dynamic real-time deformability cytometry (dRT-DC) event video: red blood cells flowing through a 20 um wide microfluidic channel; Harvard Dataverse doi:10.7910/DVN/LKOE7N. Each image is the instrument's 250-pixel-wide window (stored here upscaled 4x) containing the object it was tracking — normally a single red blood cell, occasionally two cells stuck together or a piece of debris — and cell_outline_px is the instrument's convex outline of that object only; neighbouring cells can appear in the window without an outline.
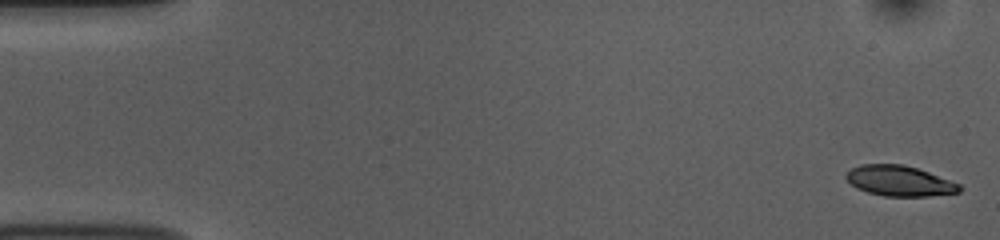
{"species": "common noctule bat (a hibernating species)", "species_latin": "Nyctalus noctula", "temperature_condition": "room temperature", "stored_images_in_passage": 53, "camera_frame_rate_fps": 3000, "um_per_image_px": 0.085, "animal": {"sex": "female", "body_mass_g": 10.0, "forearm_length_mm": 53.1}, "frame": {"image": 1, "passage_image": 1, "time_ms": 0.0, "image_size_px": [1000, 240], "cell_outline_px": [[960, 192], [928, 196], [884, 196], [868, 192], [856, 188], [844, 176], [852, 168], [860, 164], [904, 164], [928, 172], [960, 184]], "centroid_in_image_um": [76.43, 15.37], "position_along_channel_um": 8.6, "area_um2": 19.88}}
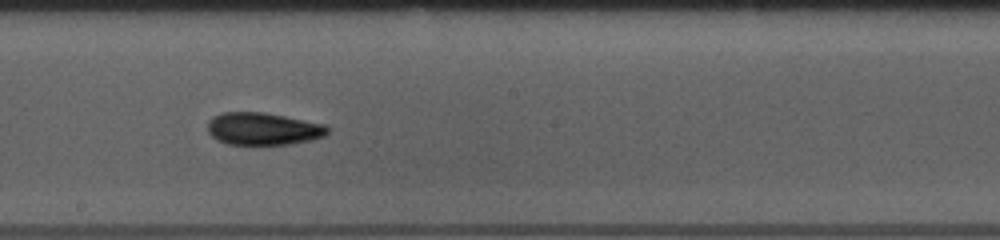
{"frame": {"image": 2, "passage_image": 29, "time_ms": 9.333, "image_size_px": [1000, 240], "cell_outline_px": [[328, 132], [324, 136], [308, 140], [288, 144], [228, 144], [216, 140], [208, 132], [208, 120], [212, 116], [224, 112], [264, 112], [324, 124], [328, 128]], "centroid_in_image_um": [22.31, 10.94], "position_along_channel_um": 225.9, "area_um2": 22.48}}
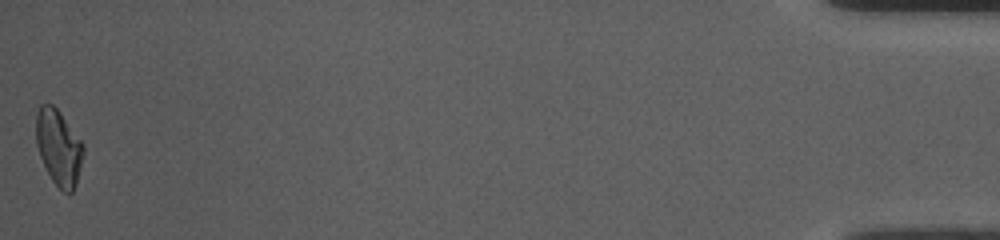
{"frame": {"image": 3, "passage_image": 53, "time_ms": 17.333, "image_size_px": [1000, 240], "cell_outline_px": [[84, 152], [76, 184], [72, 192], [68, 196], [52, 180], [40, 156], [36, 144], [36, 112], [40, 104], [52, 104], [60, 112], [84, 144]], "centroid_in_image_um": [4.99, 12.52], "position_along_channel_um": 430.2, "area_um2": 20.81}, "authors_computed_cell_mechanics": {"area_um2": 21.5016, "velocity_mm_per_s": 3.7435, "shape_relaxation_time_tau1_ms": 6.5235, "shape_relaxation_time_tau2_ms": 3.4283, "deformation_change_tau1": 0.1776, "deformation_change_tau2": 0.086}}